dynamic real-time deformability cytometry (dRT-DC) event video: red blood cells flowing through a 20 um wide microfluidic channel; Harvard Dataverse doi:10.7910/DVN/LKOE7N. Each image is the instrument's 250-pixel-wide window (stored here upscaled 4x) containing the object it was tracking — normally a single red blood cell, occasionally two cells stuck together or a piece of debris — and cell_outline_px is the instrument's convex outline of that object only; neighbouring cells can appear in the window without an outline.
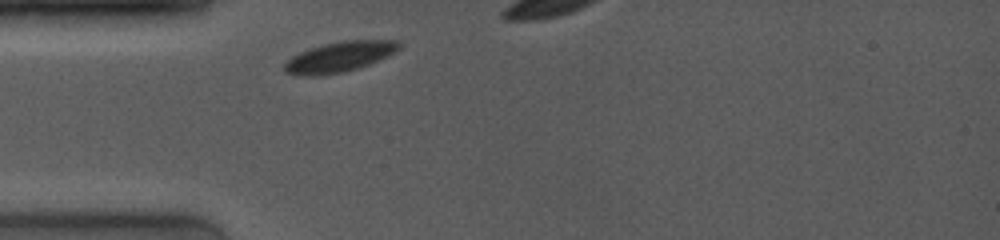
{"species": "common noctule bat (a hibernating species)", "species_latin": "Nyctalus noctula", "temperature_condition": "room temperature", "stored_images_in_passage": 2, "segment_of_instrument_passage": [1, 2], "camera_frame_rate_fps": 4000, "um_per_image_px": 0.085, "animal": {"sex": "female", "body_mass_g": 19.0, "forearm_length_mm": 53.3}, "frame": {"image": 1, "passage_image": 1, "time_ms": 0.0, "image_size_px": [1000, 240], "cell_outline_px": [[400, 48], [360, 68], [344, 72], [320, 76], [304, 76], [284, 72], [284, 64], [292, 56], [300, 52], [324, 44], [340, 40], [396, 40], [400, 44]], "centroid_in_image_um": [28.8, 4.84], "position_along_channel_um": 56.2, "area_um2": 20.0}}